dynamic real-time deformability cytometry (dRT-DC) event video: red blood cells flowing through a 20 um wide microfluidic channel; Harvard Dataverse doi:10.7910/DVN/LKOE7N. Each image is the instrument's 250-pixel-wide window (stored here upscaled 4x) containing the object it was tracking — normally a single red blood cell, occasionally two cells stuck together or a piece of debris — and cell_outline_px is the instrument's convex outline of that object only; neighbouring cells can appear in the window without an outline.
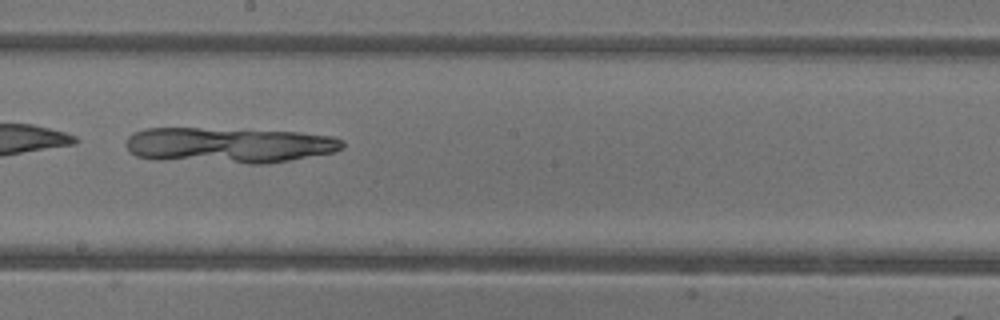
{"species": "common noctule bat (a hibernating species)", "species_latin": "Nyctalus noctula", "temperature_condition": "warm", "stored_images_in_passage": 24, "camera_frame_rate_fps": 3000, "um_per_image_px": 0.085, "animal": {"sex": "female"}, "frame": {"image": 1, "passage_image": 12, "time_ms": 3.667, "image_size_px": [1000, 320], "cell_outline_px": [[344, 148], [332, 152], [268, 164], [248, 164], [156, 160], [136, 156], [128, 152], [124, 144], [128, 136], [132, 132], [144, 128], [200, 128], [300, 132], [332, 136], [344, 140]], "centroid_in_image_um": [19.38, 12.35], "position_along_channel_um": 228.8, "area_um2": 45.6}}
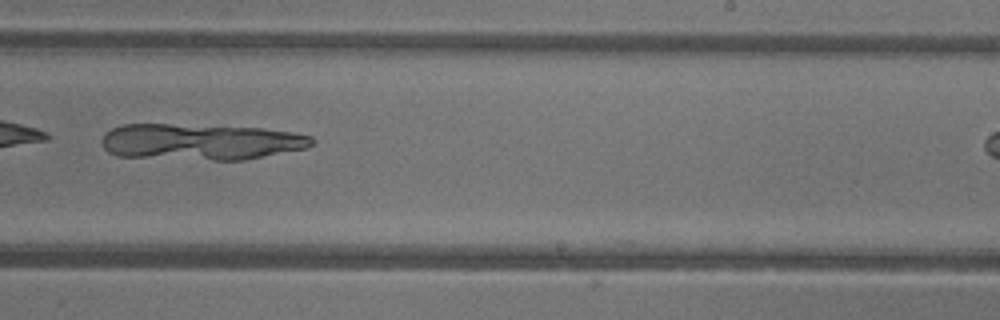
{"frame": {"image": 2, "passage_image": 15, "time_ms": 4.667, "image_size_px": [1000, 320], "cell_outline_px": [[316, 140], [312, 144], [304, 148], [244, 160], [212, 160], [116, 156], [108, 152], [104, 148], [100, 140], [104, 132], [120, 124], [168, 124], [264, 128], [292, 132], [312, 136]], "centroid_in_image_um": [17.0, 12.05], "position_along_channel_um": 272.0, "area_um2": 44.51}}